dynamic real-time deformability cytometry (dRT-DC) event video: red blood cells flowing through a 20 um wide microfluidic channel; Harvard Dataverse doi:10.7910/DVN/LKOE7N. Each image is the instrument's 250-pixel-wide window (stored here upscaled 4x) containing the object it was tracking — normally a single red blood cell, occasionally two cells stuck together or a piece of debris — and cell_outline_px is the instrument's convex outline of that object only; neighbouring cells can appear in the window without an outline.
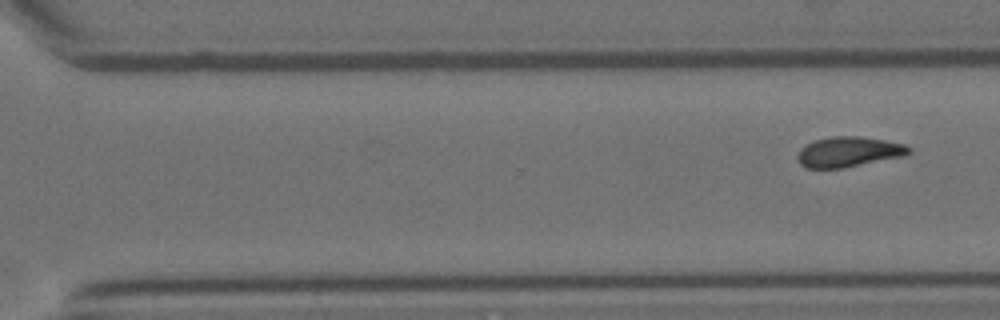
{"species": "Egyptian fruit bat (a non-hibernating species)", "species_latin": "Rousettus aegyptiacus", "temperature_condition": "room temperature", "stored_images_in_passage": 10, "segment_of_instrument_passage": [2, 2], "camera_frame_rate_fps": 3000, "um_per_image_px": 0.085, "animal": {"sex": "female"}, "frame": {"image": 1, "passage_image": 10, "time_ms": 3.0, "image_size_px": [1000, 320], "cell_outline_px": [[912, 152], [904, 156], [844, 168], [804, 168], [800, 164], [796, 156], [800, 148], [816, 140], [832, 136], [860, 136], [884, 140], [904, 144], [912, 148]], "centroid_in_image_um": [72.15, 12.91], "position_along_channel_um": 298.5, "area_um2": 19.71}}